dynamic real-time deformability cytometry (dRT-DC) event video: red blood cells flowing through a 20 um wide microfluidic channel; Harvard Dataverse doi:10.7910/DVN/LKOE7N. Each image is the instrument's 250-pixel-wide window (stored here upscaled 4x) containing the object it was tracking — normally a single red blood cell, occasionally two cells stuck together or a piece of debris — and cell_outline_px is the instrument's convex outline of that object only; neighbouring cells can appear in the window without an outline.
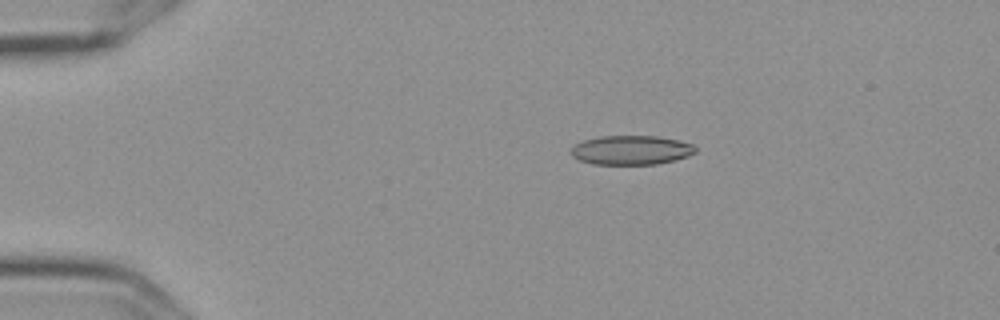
{"species": "Egyptian fruit bat (a non-hibernating species)", "species_latin": "Rousettus aegyptiacus", "temperature_condition": "cold", "stored_images_in_passage": 6, "camera_frame_rate_fps": 3000, "um_per_image_px": 0.085, "frame": {"image": 1, "passage_image": 4, "time_ms": 1.0, "image_size_px": [1000, 320], "cell_outline_px": [[696, 152], [688, 156], [656, 164], [592, 164], [580, 160], [572, 156], [572, 148], [576, 144], [584, 140], [600, 136], [660, 136], [692, 144], [696, 148]], "centroid_in_image_um": [53.65, 12.75], "position_along_channel_um": 31.4, "area_um2": 20.98}}